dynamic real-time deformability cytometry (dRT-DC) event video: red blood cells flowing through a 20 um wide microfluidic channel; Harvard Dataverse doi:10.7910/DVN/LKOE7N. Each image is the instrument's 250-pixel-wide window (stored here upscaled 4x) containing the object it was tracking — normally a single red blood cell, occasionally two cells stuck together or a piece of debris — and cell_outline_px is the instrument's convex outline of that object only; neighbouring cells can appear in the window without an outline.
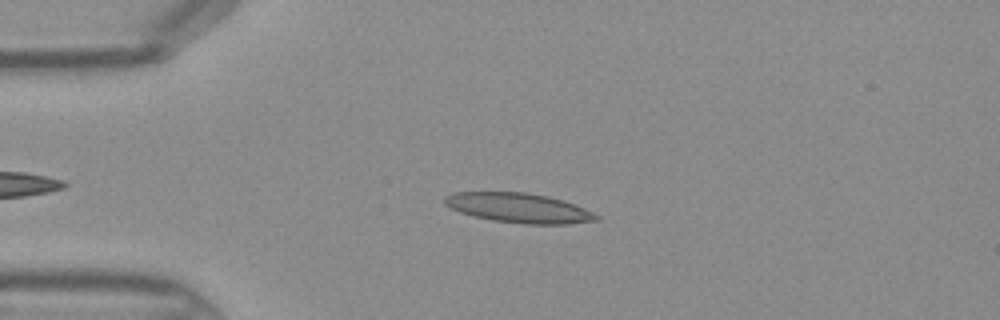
{"species": "Egyptian fruit bat (a non-hibernating species)", "species_latin": "Rousettus aegyptiacus", "temperature_condition": "warm", "stored_images_in_passage": 39, "camera_frame_rate_fps": 3000, "um_per_image_px": 0.085, "frame": {"image": 1, "passage_image": 9, "time_ms": 2.667, "image_size_px": [1000, 320], "cell_outline_px": [[600, 220], [568, 224], [524, 224], [492, 220], [460, 212], [448, 208], [444, 204], [444, 196], [456, 192], [524, 192], [548, 196], [564, 200], [584, 208], [600, 216]], "centroid_in_image_um": [44.1, 17.67], "position_along_channel_um": 40.9, "area_um2": 26.3}}
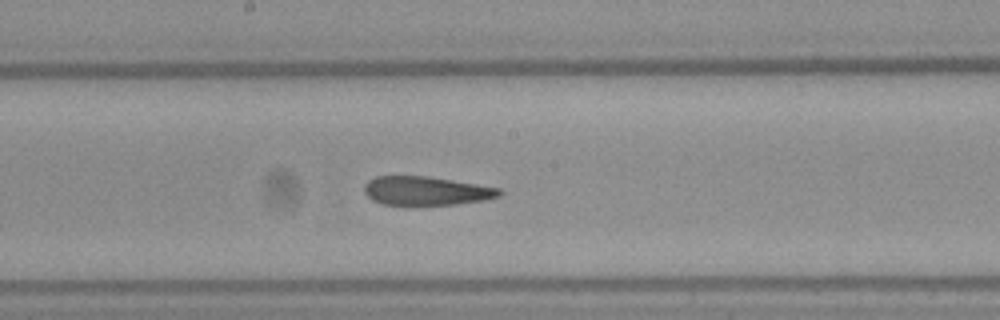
{"frame": {"image": 2, "passage_image": 22, "time_ms": 7.0, "image_size_px": [1000, 320], "cell_outline_px": [[504, 192], [500, 196], [484, 200], [456, 204], [408, 208], [404, 208], [380, 204], [372, 200], [364, 192], [364, 184], [368, 180], [376, 176], [428, 176], [500, 188]], "centroid_in_image_um": [36.16, 16.27], "position_along_channel_um": 212.0, "area_um2": 23.7}}
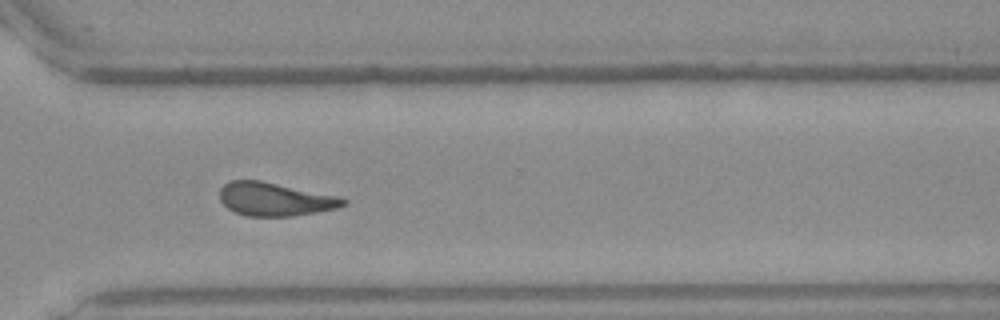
{"frame": {"image": 3, "passage_image": 31, "time_ms": 10.0, "image_size_px": [1000, 320], "cell_outline_px": [[348, 204], [336, 208], [316, 212], [292, 216], [248, 216], [236, 212], [228, 208], [220, 200], [220, 188], [228, 180], [260, 180], [340, 196], [348, 200]], "centroid_in_image_um": [23.39, 16.92], "position_along_channel_um": 347.2, "area_um2": 24.1}}